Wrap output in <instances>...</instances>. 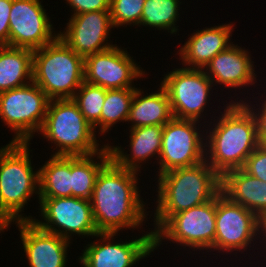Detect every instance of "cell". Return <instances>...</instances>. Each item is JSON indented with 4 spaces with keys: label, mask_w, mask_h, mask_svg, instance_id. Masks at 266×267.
Wrapping results in <instances>:
<instances>
[{
    "label": "cell",
    "mask_w": 266,
    "mask_h": 267,
    "mask_svg": "<svg viewBox=\"0 0 266 267\" xmlns=\"http://www.w3.org/2000/svg\"><path fill=\"white\" fill-rule=\"evenodd\" d=\"M137 173L112 160L98 173L90 198L98 233L118 234L121 229L135 230L146 222L148 214L137 186Z\"/></svg>",
    "instance_id": "obj_1"
},
{
    "label": "cell",
    "mask_w": 266,
    "mask_h": 267,
    "mask_svg": "<svg viewBox=\"0 0 266 267\" xmlns=\"http://www.w3.org/2000/svg\"><path fill=\"white\" fill-rule=\"evenodd\" d=\"M244 101L231 100L219 117L213 116L217 119L214 118V123L210 121L208 130L204 128L205 160L221 177L231 170L242 169L260 145L256 117Z\"/></svg>",
    "instance_id": "obj_2"
},
{
    "label": "cell",
    "mask_w": 266,
    "mask_h": 267,
    "mask_svg": "<svg viewBox=\"0 0 266 267\" xmlns=\"http://www.w3.org/2000/svg\"><path fill=\"white\" fill-rule=\"evenodd\" d=\"M154 233L173 215L214 199L221 192V176L205 161L158 176Z\"/></svg>",
    "instance_id": "obj_3"
},
{
    "label": "cell",
    "mask_w": 266,
    "mask_h": 267,
    "mask_svg": "<svg viewBox=\"0 0 266 267\" xmlns=\"http://www.w3.org/2000/svg\"><path fill=\"white\" fill-rule=\"evenodd\" d=\"M29 144L9 141L0 148V233L14 221L34 219L21 215L34 194L39 200V169L33 171Z\"/></svg>",
    "instance_id": "obj_4"
},
{
    "label": "cell",
    "mask_w": 266,
    "mask_h": 267,
    "mask_svg": "<svg viewBox=\"0 0 266 267\" xmlns=\"http://www.w3.org/2000/svg\"><path fill=\"white\" fill-rule=\"evenodd\" d=\"M32 81L52 99H72L84 82V58L59 36L33 51Z\"/></svg>",
    "instance_id": "obj_5"
},
{
    "label": "cell",
    "mask_w": 266,
    "mask_h": 267,
    "mask_svg": "<svg viewBox=\"0 0 266 267\" xmlns=\"http://www.w3.org/2000/svg\"><path fill=\"white\" fill-rule=\"evenodd\" d=\"M38 134L56 146L54 150H58L53 155L88 156L98 153L106 145L99 147L94 129L72 99L49 101L45 121Z\"/></svg>",
    "instance_id": "obj_6"
},
{
    "label": "cell",
    "mask_w": 266,
    "mask_h": 267,
    "mask_svg": "<svg viewBox=\"0 0 266 267\" xmlns=\"http://www.w3.org/2000/svg\"><path fill=\"white\" fill-rule=\"evenodd\" d=\"M49 101L33 81L0 93V119L14 132L11 142H30L40 132Z\"/></svg>",
    "instance_id": "obj_7"
},
{
    "label": "cell",
    "mask_w": 266,
    "mask_h": 267,
    "mask_svg": "<svg viewBox=\"0 0 266 267\" xmlns=\"http://www.w3.org/2000/svg\"><path fill=\"white\" fill-rule=\"evenodd\" d=\"M216 197L201 205L173 214L155 233L154 250L165 239L172 243L201 250L213 251L216 233ZM163 240V241H162Z\"/></svg>",
    "instance_id": "obj_8"
},
{
    "label": "cell",
    "mask_w": 266,
    "mask_h": 267,
    "mask_svg": "<svg viewBox=\"0 0 266 267\" xmlns=\"http://www.w3.org/2000/svg\"><path fill=\"white\" fill-rule=\"evenodd\" d=\"M41 217L33 219L43 230L71 242V236L92 237L98 234L90 200L78 197L39 198Z\"/></svg>",
    "instance_id": "obj_9"
},
{
    "label": "cell",
    "mask_w": 266,
    "mask_h": 267,
    "mask_svg": "<svg viewBox=\"0 0 266 267\" xmlns=\"http://www.w3.org/2000/svg\"><path fill=\"white\" fill-rule=\"evenodd\" d=\"M183 67L168 72L160 84L168 94L173 118L201 121L214 85L203 69Z\"/></svg>",
    "instance_id": "obj_10"
},
{
    "label": "cell",
    "mask_w": 266,
    "mask_h": 267,
    "mask_svg": "<svg viewBox=\"0 0 266 267\" xmlns=\"http://www.w3.org/2000/svg\"><path fill=\"white\" fill-rule=\"evenodd\" d=\"M200 122L172 118L164 125L157 176L205 161V130H201L204 124Z\"/></svg>",
    "instance_id": "obj_11"
},
{
    "label": "cell",
    "mask_w": 266,
    "mask_h": 267,
    "mask_svg": "<svg viewBox=\"0 0 266 267\" xmlns=\"http://www.w3.org/2000/svg\"><path fill=\"white\" fill-rule=\"evenodd\" d=\"M216 233L213 252L247 251L251 242L261 239V220L250 210L233 203L220 192L216 196Z\"/></svg>",
    "instance_id": "obj_12"
},
{
    "label": "cell",
    "mask_w": 266,
    "mask_h": 267,
    "mask_svg": "<svg viewBox=\"0 0 266 267\" xmlns=\"http://www.w3.org/2000/svg\"><path fill=\"white\" fill-rule=\"evenodd\" d=\"M42 0H12L9 46L36 50L58 37ZM54 32V33H53Z\"/></svg>",
    "instance_id": "obj_13"
},
{
    "label": "cell",
    "mask_w": 266,
    "mask_h": 267,
    "mask_svg": "<svg viewBox=\"0 0 266 267\" xmlns=\"http://www.w3.org/2000/svg\"><path fill=\"white\" fill-rule=\"evenodd\" d=\"M117 233H98L78 258L83 267H131L154 250V232H146L130 242H114ZM112 240V242H111ZM114 242V243H113Z\"/></svg>",
    "instance_id": "obj_14"
},
{
    "label": "cell",
    "mask_w": 266,
    "mask_h": 267,
    "mask_svg": "<svg viewBox=\"0 0 266 267\" xmlns=\"http://www.w3.org/2000/svg\"><path fill=\"white\" fill-rule=\"evenodd\" d=\"M132 58L117 45L88 55L84 58V81L107 90L136 88L132 82L146 74Z\"/></svg>",
    "instance_id": "obj_15"
},
{
    "label": "cell",
    "mask_w": 266,
    "mask_h": 267,
    "mask_svg": "<svg viewBox=\"0 0 266 267\" xmlns=\"http://www.w3.org/2000/svg\"><path fill=\"white\" fill-rule=\"evenodd\" d=\"M66 24L64 31H60L58 36L83 58L116 45L108 43L111 28L114 29L110 10L76 14Z\"/></svg>",
    "instance_id": "obj_16"
},
{
    "label": "cell",
    "mask_w": 266,
    "mask_h": 267,
    "mask_svg": "<svg viewBox=\"0 0 266 267\" xmlns=\"http://www.w3.org/2000/svg\"><path fill=\"white\" fill-rule=\"evenodd\" d=\"M14 223L30 267H66L70 241L43 230L33 220Z\"/></svg>",
    "instance_id": "obj_17"
},
{
    "label": "cell",
    "mask_w": 266,
    "mask_h": 267,
    "mask_svg": "<svg viewBox=\"0 0 266 267\" xmlns=\"http://www.w3.org/2000/svg\"><path fill=\"white\" fill-rule=\"evenodd\" d=\"M249 54L247 49L232 44L218 53L203 70L214 86L217 83L232 89L249 87L257 83L254 61Z\"/></svg>",
    "instance_id": "obj_18"
},
{
    "label": "cell",
    "mask_w": 266,
    "mask_h": 267,
    "mask_svg": "<svg viewBox=\"0 0 266 267\" xmlns=\"http://www.w3.org/2000/svg\"><path fill=\"white\" fill-rule=\"evenodd\" d=\"M233 27V23H225L209 28L205 27V29L192 33L177 51L183 62L182 65L188 69H204L218 53L233 44L230 42Z\"/></svg>",
    "instance_id": "obj_19"
},
{
    "label": "cell",
    "mask_w": 266,
    "mask_h": 267,
    "mask_svg": "<svg viewBox=\"0 0 266 267\" xmlns=\"http://www.w3.org/2000/svg\"><path fill=\"white\" fill-rule=\"evenodd\" d=\"M163 128L164 126L152 125L130 129V143L127 145L130 147V154L126 153L125 149L122 150L121 145L107 144L111 160L121 168L136 172L142 168L141 163L145 164L148 159L156 157L155 159L158 161L161 153Z\"/></svg>",
    "instance_id": "obj_20"
},
{
    "label": "cell",
    "mask_w": 266,
    "mask_h": 267,
    "mask_svg": "<svg viewBox=\"0 0 266 267\" xmlns=\"http://www.w3.org/2000/svg\"><path fill=\"white\" fill-rule=\"evenodd\" d=\"M221 192L233 203L250 210L260 220L266 216V182L242 169L231 170L221 177Z\"/></svg>",
    "instance_id": "obj_21"
},
{
    "label": "cell",
    "mask_w": 266,
    "mask_h": 267,
    "mask_svg": "<svg viewBox=\"0 0 266 267\" xmlns=\"http://www.w3.org/2000/svg\"><path fill=\"white\" fill-rule=\"evenodd\" d=\"M159 87L154 93H146L147 95L144 90L135 89L126 121L131 122L130 129L152 125L164 126L173 118L168 94L161 84Z\"/></svg>",
    "instance_id": "obj_22"
},
{
    "label": "cell",
    "mask_w": 266,
    "mask_h": 267,
    "mask_svg": "<svg viewBox=\"0 0 266 267\" xmlns=\"http://www.w3.org/2000/svg\"><path fill=\"white\" fill-rule=\"evenodd\" d=\"M33 50L0 46V93L32 82Z\"/></svg>",
    "instance_id": "obj_23"
},
{
    "label": "cell",
    "mask_w": 266,
    "mask_h": 267,
    "mask_svg": "<svg viewBox=\"0 0 266 267\" xmlns=\"http://www.w3.org/2000/svg\"><path fill=\"white\" fill-rule=\"evenodd\" d=\"M72 197V156L52 155L39 168V198Z\"/></svg>",
    "instance_id": "obj_24"
},
{
    "label": "cell",
    "mask_w": 266,
    "mask_h": 267,
    "mask_svg": "<svg viewBox=\"0 0 266 267\" xmlns=\"http://www.w3.org/2000/svg\"><path fill=\"white\" fill-rule=\"evenodd\" d=\"M110 160L107 145L92 155L72 156V197L90 200L97 175Z\"/></svg>",
    "instance_id": "obj_25"
},
{
    "label": "cell",
    "mask_w": 266,
    "mask_h": 267,
    "mask_svg": "<svg viewBox=\"0 0 266 267\" xmlns=\"http://www.w3.org/2000/svg\"><path fill=\"white\" fill-rule=\"evenodd\" d=\"M180 0H145L140 26L168 30L170 34L178 32Z\"/></svg>",
    "instance_id": "obj_26"
},
{
    "label": "cell",
    "mask_w": 266,
    "mask_h": 267,
    "mask_svg": "<svg viewBox=\"0 0 266 267\" xmlns=\"http://www.w3.org/2000/svg\"><path fill=\"white\" fill-rule=\"evenodd\" d=\"M136 88L107 90L101 111V134L107 133L117 122H126Z\"/></svg>",
    "instance_id": "obj_27"
},
{
    "label": "cell",
    "mask_w": 266,
    "mask_h": 267,
    "mask_svg": "<svg viewBox=\"0 0 266 267\" xmlns=\"http://www.w3.org/2000/svg\"><path fill=\"white\" fill-rule=\"evenodd\" d=\"M107 89L83 82L76 91L72 100L77 104L86 121L92 126L95 133L96 128L101 132V111L105 101Z\"/></svg>",
    "instance_id": "obj_28"
},
{
    "label": "cell",
    "mask_w": 266,
    "mask_h": 267,
    "mask_svg": "<svg viewBox=\"0 0 266 267\" xmlns=\"http://www.w3.org/2000/svg\"><path fill=\"white\" fill-rule=\"evenodd\" d=\"M145 0H110V15L113 27L140 26Z\"/></svg>",
    "instance_id": "obj_29"
},
{
    "label": "cell",
    "mask_w": 266,
    "mask_h": 267,
    "mask_svg": "<svg viewBox=\"0 0 266 267\" xmlns=\"http://www.w3.org/2000/svg\"><path fill=\"white\" fill-rule=\"evenodd\" d=\"M242 170L266 182V146L259 145L246 159Z\"/></svg>",
    "instance_id": "obj_30"
},
{
    "label": "cell",
    "mask_w": 266,
    "mask_h": 267,
    "mask_svg": "<svg viewBox=\"0 0 266 267\" xmlns=\"http://www.w3.org/2000/svg\"><path fill=\"white\" fill-rule=\"evenodd\" d=\"M70 8L72 7L73 14H81L91 11L110 10V0H65Z\"/></svg>",
    "instance_id": "obj_31"
},
{
    "label": "cell",
    "mask_w": 266,
    "mask_h": 267,
    "mask_svg": "<svg viewBox=\"0 0 266 267\" xmlns=\"http://www.w3.org/2000/svg\"><path fill=\"white\" fill-rule=\"evenodd\" d=\"M12 0H0V46H9V18Z\"/></svg>",
    "instance_id": "obj_32"
},
{
    "label": "cell",
    "mask_w": 266,
    "mask_h": 267,
    "mask_svg": "<svg viewBox=\"0 0 266 267\" xmlns=\"http://www.w3.org/2000/svg\"><path fill=\"white\" fill-rule=\"evenodd\" d=\"M248 101H250V99L244 103L249 107L250 110L253 111L256 117L259 144L262 146H266V100H263V99L261 100L263 102V103H260L262 104L261 105L262 107H260V105L256 106L259 108L254 107L255 105H251L250 102L247 103Z\"/></svg>",
    "instance_id": "obj_33"
},
{
    "label": "cell",
    "mask_w": 266,
    "mask_h": 267,
    "mask_svg": "<svg viewBox=\"0 0 266 267\" xmlns=\"http://www.w3.org/2000/svg\"><path fill=\"white\" fill-rule=\"evenodd\" d=\"M261 234H263V235H261V237H263V238L260 239V241L263 240V242H265V244H266V216L261 220ZM265 244H263V245L266 246ZM263 249L266 250V247Z\"/></svg>",
    "instance_id": "obj_34"
}]
</instances>
